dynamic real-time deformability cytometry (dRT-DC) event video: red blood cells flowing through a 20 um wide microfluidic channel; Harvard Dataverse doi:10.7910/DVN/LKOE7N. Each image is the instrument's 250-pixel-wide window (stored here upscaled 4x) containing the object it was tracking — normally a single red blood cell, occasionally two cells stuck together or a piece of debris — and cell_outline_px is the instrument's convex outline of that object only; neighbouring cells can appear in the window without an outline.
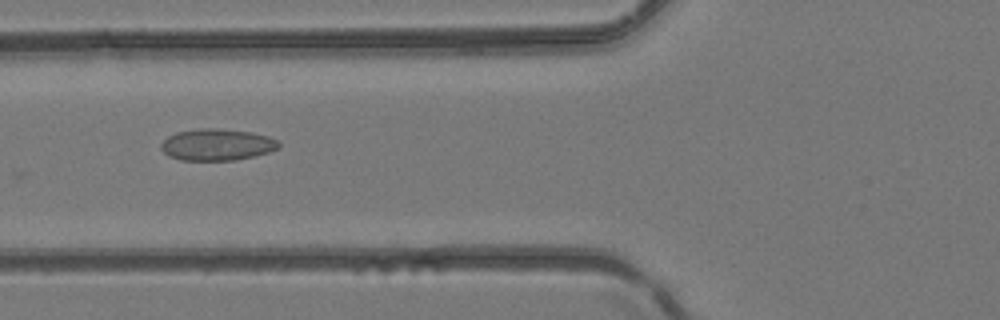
{"species": "common noctule bat (a hibernating species)", "species_latin": "Nyctalus noctula", "temperature_condition": "room temperature", "stored_images_in_passage": 3, "camera_frame_rate_fps": 3000, "um_per_image_px": 0.085, "animal": {"sex": "female", "body_mass_g": 24.6, "forearm_length_mm": 56.2}, "frame": {"image": 1, "passage_image": 3, "time_ms": 0.667, "image_size_px": [1000, 320], "cell_outline_px": [[280, 144], [276, 148], [268, 152], [236, 160], [180, 160], [168, 156], [160, 148], [160, 144], [168, 136], [176, 132], [200, 128], [216, 128], [252, 132], [268, 136], [276, 140]], "centroid_in_image_um": [18.39, 12.29], "position_along_channel_um": 107.4, "area_um2": 21.62}}